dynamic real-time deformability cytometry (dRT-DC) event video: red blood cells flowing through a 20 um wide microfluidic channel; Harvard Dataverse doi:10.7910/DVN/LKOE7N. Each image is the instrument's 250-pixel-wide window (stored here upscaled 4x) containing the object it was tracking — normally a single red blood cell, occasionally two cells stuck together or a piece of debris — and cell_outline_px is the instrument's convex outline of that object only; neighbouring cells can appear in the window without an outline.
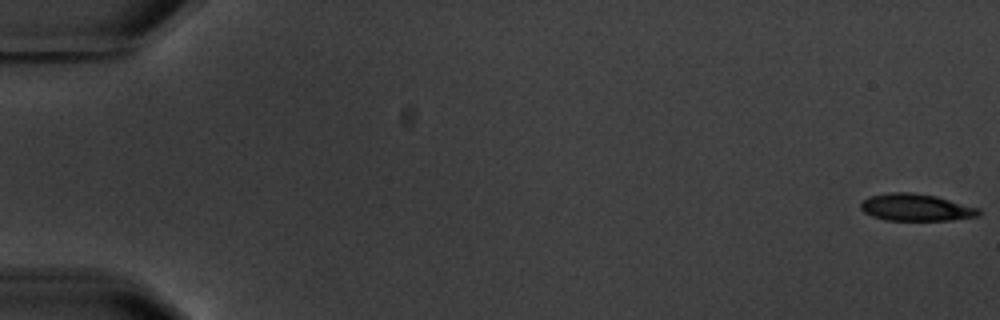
{"species": "common noctule bat (a hibernating species)", "species_latin": "Nyctalus noctula", "temperature_condition": "warm", "stored_images_in_passage": 6, "camera_frame_rate_fps": 3000, "um_per_image_px": 0.085, "animal": {"sex": "male", "body_mass_g": 20.1, "forearm_length_mm": 53.5}, "frame": {"image": 1, "passage_image": 1, "time_ms": 0.0, "image_size_px": [1000, 320], "cell_outline_px": [[984, 212], [980, 216], [952, 220], [884, 220], [872, 216], [864, 212], [860, 208], [860, 204], [868, 196], [888, 192], [912, 192], [936, 196], [980, 208]], "centroid_in_image_um": [77.89, 17.63], "position_along_channel_um": 7.1, "area_um2": 18.9}}
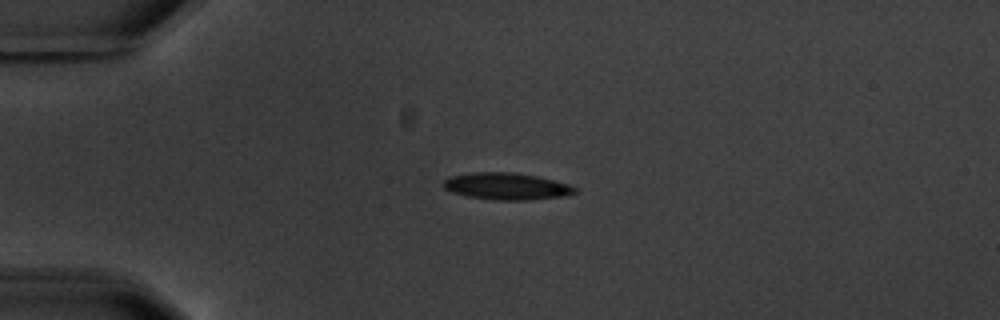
{"frame": {"image": 2, "passage_image": 5, "time_ms": 4.667, "image_size_px": [1000, 320], "cell_outline_px": [[576, 192], [560, 196], [528, 200], [500, 200], [468, 196], [452, 192], [444, 188], [444, 180], [448, 176], [472, 172], [512, 172], [536, 176], [568, 184], [576, 188]], "centroid_in_image_um": [43.0, 15.82], "position_along_channel_um": 42.0, "area_um2": 20.29}}